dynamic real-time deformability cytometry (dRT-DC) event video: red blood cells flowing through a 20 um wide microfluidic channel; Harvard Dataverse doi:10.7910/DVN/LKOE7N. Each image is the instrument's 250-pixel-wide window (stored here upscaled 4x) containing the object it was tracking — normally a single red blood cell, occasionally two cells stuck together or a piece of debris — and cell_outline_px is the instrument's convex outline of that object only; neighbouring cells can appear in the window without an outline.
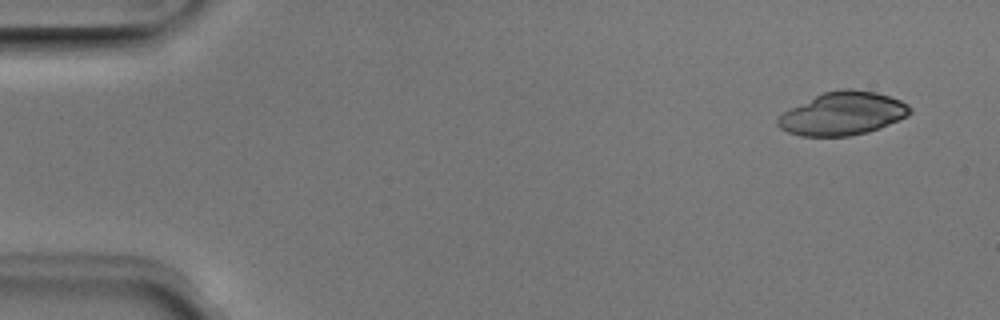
{"species": "Egyptian fruit bat (a non-hibernating species)", "species_latin": "Rousettus aegyptiacus", "temperature_condition": "room temperature", "stored_images_in_passage": 4, "camera_frame_rate_fps": 3000, "um_per_image_px": 0.085, "animal": {"sex": "male"}, "frame": {"image": 1, "passage_image": 1, "time_ms": 0.0, "image_size_px": [1000, 320], "cell_outline_px": [[912, 112], [908, 116], [880, 128], [868, 132], [848, 136], [800, 136], [788, 132], [780, 128], [776, 124], [776, 120], [784, 112], [824, 92], [840, 88], [852, 88], [876, 92], [900, 100], [908, 104], [912, 108]], "centroid_in_image_um": [71.67, 9.66], "position_along_channel_um": 13.3, "area_um2": 33.12}}